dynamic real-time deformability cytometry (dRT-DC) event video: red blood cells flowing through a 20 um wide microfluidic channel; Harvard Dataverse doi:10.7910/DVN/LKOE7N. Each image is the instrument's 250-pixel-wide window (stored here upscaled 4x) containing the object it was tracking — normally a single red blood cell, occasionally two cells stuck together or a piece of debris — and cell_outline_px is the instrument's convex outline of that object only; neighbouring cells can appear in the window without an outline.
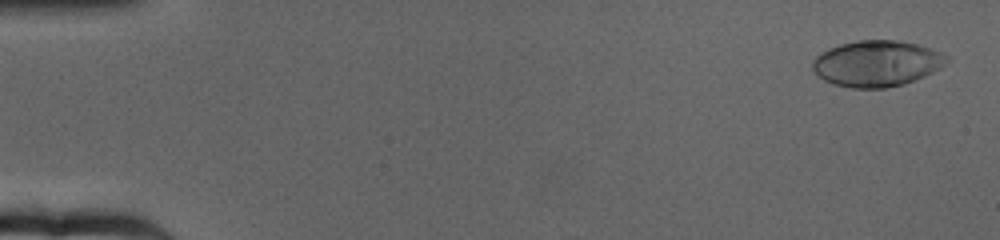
{"species": "human", "species_latin": "Homo sapiens", "temperature_condition": "cold", "stored_images_in_passage": 64, "camera_frame_rate_fps": 3000, "um_per_image_px": 0.085, "donor": {"sex": "female"}, "frame": {"image": 1, "passage_image": 2, "time_ms": 0.333, "image_size_px": [1000, 240], "cell_outline_px": [[948, 60], [940, 68], [924, 76], [904, 84], [884, 88], [852, 88], [832, 84], [816, 76], [812, 68], [812, 64], [816, 56], [828, 48], [840, 44], [856, 40], [896, 40], [916, 44], [940, 52], [948, 56]], "centroid_in_image_um": [74.48, 5.4], "position_along_channel_um": 10.5, "area_um2": 35.95}}
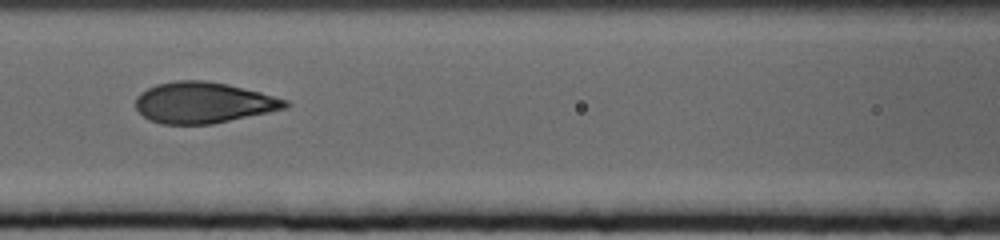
{"frame": {"image": 2, "passage_image": 29, "time_ms": 9.333, "image_size_px": [1000, 240], "cell_outline_px": [[292, 104], [288, 108], [212, 124], [160, 124], [148, 120], [136, 108], [136, 96], [140, 92], [156, 84], [176, 80], [204, 80], [228, 84], [260, 92], [288, 100]], "centroid_in_image_um": [17.29, 8.72], "position_along_channel_um": 149.3, "area_um2": 35.95}}
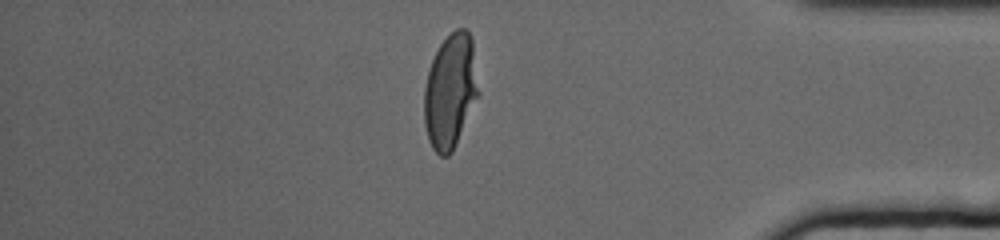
{"frame": {"image": 3, "passage_image": 55, "time_ms": 18.0, "image_size_px": [1000, 240], "cell_outline_px": [[480, 92], [452, 152], [448, 156], [440, 156], [432, 148], [428, 140], [424, 124], [424, 88], [428, 72], [432, 60], [440, 44], [456, 28], [464, 28], [472, 36]], "centroid_in_image_um": [38.28, 7.74], "position_along_channel_um": 396.9, "area_um2": 36.36}, "authors_computed_cell_mechanics": {"area_um2": 35.7204, "velocity_mm_per_s": 3.1676, "shape_relaxation_time_tau1_ms": 4.6095, "shape_relaxation_time_tau2_ms": null, "deformation_change_tau1": 0.2118, "deformation_change_tau2": null}}